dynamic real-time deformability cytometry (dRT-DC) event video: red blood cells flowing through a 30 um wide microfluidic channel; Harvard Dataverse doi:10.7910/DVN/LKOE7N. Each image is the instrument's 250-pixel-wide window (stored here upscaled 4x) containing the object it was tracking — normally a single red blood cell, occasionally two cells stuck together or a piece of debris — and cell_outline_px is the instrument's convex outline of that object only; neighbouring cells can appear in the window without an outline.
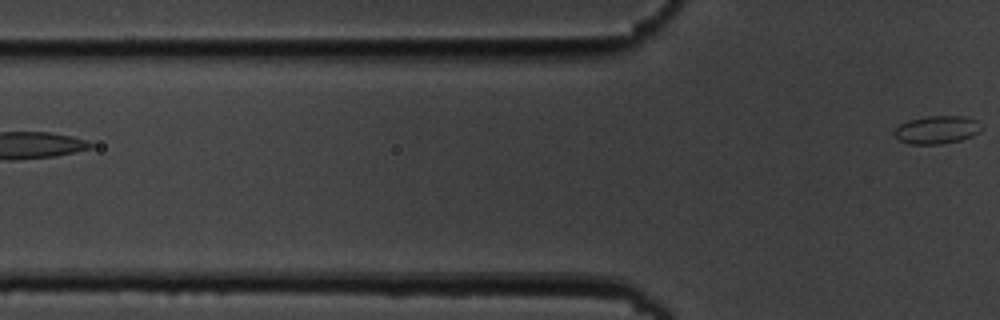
{"species": "common noctule bat (a hibernating species)", "species_latin": "Nyctalus noctula", "temperature_condition": "cold", "stored_images_in_passage": 4, "camera_frame_rate_fps": 3000, "um_per_image_px": 0.085, "animal": {"sex": "male", "body_mass_g": 19.5, "forearm_length_mm": 54.6}, "frame": {"image": 1, "passage_image": 4, "time_ms": 3.667, "image_size_px": [1000, 320], "cell_outline_px": [[980, 132], [972, 136], [960, 140], [940, 144], [908, 144], [892, 136], [892, 132], [900, 124], [908, 120], [928, 116], [964, 116], [976, 120]], "centroid_in_image_um": [79.56, 11.04], "position_along_channel_um": 46.2, "area_um2": 14.16}}